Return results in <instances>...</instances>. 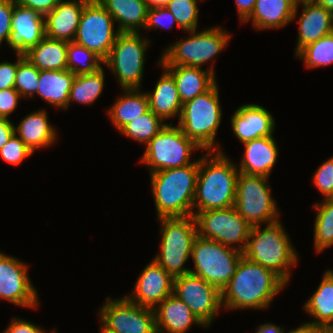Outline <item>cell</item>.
I'll return each instance as SVG.
<instances>
[{
  "label": "cell",
  "instance_id": "obj_43",
  "mask_svg": "<svg viewBox=\"0 0 333 333\" xmlns=\"http://www.w3.org/2000/svg\"><path fill=\"white\" fill-rule=\"evenodd\" d=\"M14 9V0H0V46L3 41L8 42L12 15Z\"/></svg>",
  "mask_w": 333,
  "mask_h": 333
},
{
  "label": "cell",
  "instance_id": "obj_31",
  "mask_svg": "<svg viewBox=\"0 0 333 333\" xmlns=\"http://www.w3.org/2000/svg\"><path fill=\"white\" fill-rule=\"evenodd\" d=\"M140 91L141 89H123V94L107 110L108 118L118 131L149 110L148 96L146 92Z\"/></svg>",
  "mask_w": 333,
  "mask_h": 333
},
{
  "label": "cell",
  "instance_id": "obj_25",
  "mask_svg": "<svg viewBox=\"0 0 333 333\" xmlns=\"http://www.w3.org/2000/svg\"><path fill=\"white\" fill-rule=\"evenodd\" d=\"M154 313L157 333H186L193 324L207 328L174 294L165 298Z\"/></svg>",
  "mask_w": 333,
  "mask_h": 333
},
{
  "label": "cell",
  "instance_id": "obj_44",
  "mask_svg": "<svg viewBox=\"0 0 333 333\" xmlns=\"http://www.w3.org/2000/svg\"><path fill=\"white\" fill-rule=\"evenodd\" d=\"M15 63L8 61L0 62V90L14 88L18 64L25 58L22 54H16Z\"/></svg>",
  "mask_w": 333,
  "mask_h": 333
},
{
  "label": "cell",
  "instance_id": "obj_10",
  "mask_svg": "<svg viewBox=\"0 0 333 333\" xmlns=\"http://www.w3.org/2000/svg\"><path fill=\"white\" fill-rule=\"evenodd\" d=\"M145 147L140 161L148 166L149 174L192 164V151H201V148L189 139L178 125L173 126L172 122L167 123Z\"/></svg>",
  "mask_w": 333,
  "mask_h": 333
},
{
  "label": "cell",
  "instance_id": "obj_27",
  "mask_svg": "<svg viewBox=\"0 0 333 333\" xmlns=\"http://www.w3.org/2000/svg\"><path fill=\"white\" fill-rule=\"evenodd\" d=\"M117 22L119 32L139 33L144 29L149 7L145 0H98ZM140 30V31H139Z\"/></svg>",
  "mask_w": 333,
  "mask_h": 333
},
{
  "label": "cell",
  "instance_id": "obj_8",
  "mask_svg": "<svg viewBox=\"0 0 333 333\" xmlns=\"http://www.w3.org/2000/svg\"><path fill=\"white\" fill-rule=\"evenodd\" d=\"M242 257L243 253L234 248L197 235L191 254L194 269H190V273L222 292L235 275Z\"/></svg>",
  "mask_w": 333,
  "mask_h": 333
},
{
  "label": "cell",
  "instance_id": "obj_41",
  "mask_svg": "<svg viewBox=\"0 0 333 333\" xmlns=\"http://www.w3.org/2000/svg\"><path fill=\"white\" fill-rule=\"evenodd\" d=\"M313 174V184L324 196L323 199L333 198V156L324 161Z\"/></svg>",
  "mask_w": 333,
  "mask_h": 333
},
{
  "label": "cell",
  "instance_id": "obj_48",
  "mask_svg": "<svg viewBox=\"0 0 333 333\" xmlns=\"http://www.w3.org/2000/svg\"><path fill=\"white\" fill-rule=\"evenodd\" d=\"M256 0H235L240 22L244 23L252 14Z\"/></svg>",
  "mask_w": 333,
  "mask_h": 333
},
{
  "label": "cell",
  "instance_id": "obj_39",
  "mask_svg": "<svg viewBox=\"0 0 333 333\" xmlns=\"http://www.w3.org/2000/svg\"><path fill=\"white\" fill-rule=\"evenodd\" d=\"M39 74L40 70L26 58L18 64L14 89L23 99L34 98L36 95L39 85Z\"/></svg>",
  "mask_w": 333,
  "mask_h": 333
},
{
  "label": "cell",
  "instance_id": "obj_38",
  "mask_svg": "<svg viewBox=\"0 0 333 333\" xmlns=\"http://www.w3.org/2000/svg\"><path fill=\"white\" fill-rule=\"evenodd\" d=\"M199 0H171L165 7L172 13L177 22V27L184 31L197 30ZM201 1V0H200Z\"/></svg>",
  "mask_w": 333,
  "mask_h": 333
},
{
  "label": "cell",
  "instance_id": "obj_23",
  "mask_svg": "<svg viewBox=\"0 0 333 333\" xmlns=\"http://www.w3.org/2000/svg\"><path fill=\"white\" fill-rule=\"evenodd\" d=\"M88 0H60L57 6L45 15V36L71 42L74 40L84 4Z\"/></svg>",
  "mask_w": 333,
  "mask_h": 333
},
{
  "label": "cell",
  "instance_id": "obj_1",
  "mask_svg": "<svg viewBox=\"0 0 333 333\" xmlns=\"http://www.w3.org/2000/svg\"><path fill=\"white\" fill-rule=\"evenodd\" d=\"M286 285L287 283L274 271L243 256L235 275L221 292L222 307L230 311L267 309Z\"/></svg>",
  "mask_w": 333,
  "mask_h": 333
},
{
  "label": "cell",
  "instance_id": "obj_42",
  "mask_svg": "<svg viewBox=\"0 0 333 333\" xmlns=\"http://www.w3.org/2000/svg\"><path fill=\"white\" fill-rule=\"evenodd\" d=\"M175 24L177 25L176 19L165 6L149 8L144 30H157L158 28L171 30Z\"/></svg>",
  "mask_w": 333,
  "mask_h": 333
},
{
  "label": "cell",
  "instance_id": "obj_18",
  "mask_svg": "<svg viewBox=\"0 0 333 333\" xmlns=\"http://www.w3.org/2000/svg\"><path fill=\"white\" fill-rule=\"evenodd\" d=\"M45 37V17L32 8L15 3L8 47L24 55Z\"/></svg>",
  "mask_w": 333,
  "mask_h": 333
},
{
  "label": "cell",
  "instance_id": "obj_16",
  "mask_svg": "<svg viewBox=\"0 0 333 333\" xmlns=\"http://www.w3.org/2000/svg\"><path fill=\"white\" fill-rule=\"evenodd\" d=\"M28 274V264L0 252V299L26 308H38L39 297Z\"/></svg>",
  "mask_w": 333,
  "mask_h": 333
},
{
  "label": "cell",
  "instance_id": "obj_29",
  "mask_svg": "<svg viewBox=\"0 0 333 333\" xmlns=\"http://www.w3.org/2000/svg\"><path fill=\"white\" fill-rule=\"evenodd\" d=\"M76 75L67 70H40L36 95L47 104L66 110Z\"/></svg>",
  "mask_w": 333,
  "mask_h": 333
},
{
  "label": "cell",
  "instance_id": "obj_36",
  "mask_svg": "<svg viewBox=\"0 0 333 333\" xmlns=\"http://www.w3.org/2000/svg\"><path fill=\"white\" fill-rule=\"evenodd\" d=\"M305 67L319 68L333 64V32L303 47L296 55Z\"/></svg>",
  "mask_w": 333,
  "mask_h": 333
},
{
  "label": "cell",
  "instance_id": "obj_4",
  "mask_svg": "<svg viewBox=\"0 0 333 333\" xmlns=\"http://www.w3.org/2000/svg\"><path fill=\"white\" fill-rule=\"evenodd\" d=\"M243 256L253 263L274 271L287 284L291 268L298 264V254L281 220L266 225L252 226Z\"/></svg>",
  "mask_w": 333,
  "mask_h": 333
},
{
  "label": "cell",
  "instance_id": "obj_24",
  "mask_svg": "<svg viewBox=\"0 0 333 333\" xmlns=\"http://www.w3.org/2000/svg\"><path fill=\"white\" fill-rule=\"evenodd\" d=\"M299 6L296 0H256L251 16L244 23L251 20L256 31L280 29L298 18Z\"/></svg>",
  "mask_w": 333,
  "mask_h": 333
},
{
  "label": "cell",
  "instance_id": "obj_50",
  "mask_svg": "<svg viewBox=\"0 0 333 333\" xmlns=\"http://www.w3.org/2000/svg\"><path fill=\"white\" fill-rule=\"evenodd\" d=\"M285 332L286 331H284V333ZM286 333H329V331L319 325L305 322L298 326L296 329H290Z\"/></svg>",
  "mask_w": 333,
  "mask_h": 333
},
{
  "label": "cell",
  "instance_id": "obj_12",
  "mask_svg": "<svg viewBox=\"0 0 333 333\" xmlns=\"http://www.w3.org/2000/svg\"><path fill=\"white\" fill-rule=\"evenodd\" d=\"M199 237L217 241L243 253L252 226L234 206L193 212Z\"/></svg>",
  "mask_w": 333,
  "mask_h": 333
},
{
  "label": "cell",
  "instance_id": "obj_28",
  "mask_svg": "<svg viewBox=\"0 0 333 333\" xmlns=\"http://www.w3.org/2000/svg\"><path fill=\"white\" fill-rule=\"evenodd\" d=\"M163 74L158 79L153 92L147 91L149 109L163 121L180 117L182 102L173 77L162 67Z\"/></svg>",
  "mask_w": 333,
  "mask_h": 333
},
{
  "label": "cell",
  "instance_id": "obj_19",
  "mask_svg": "<svg viewBox=\"0 0 333 333\" xmlns=\"http://www.w3.org/2000/svg\"><path fill=\"white\" fill-rule=\"evenodd\" d=\"M234 135L241 143L266 136H273L275 120L271 112L259 104H244L231 117Z\"/></svg>",
  "mask_w": 333,
  "mask_h": 333
},
{
  "label": "cell",
  "instance_id": "obj_33",
  "mask_svg": "<svg viewBox=\"0 0 333 333\" xmlns=\"http://www.w3.org/2000/svg\"><path fill=\"white\" fill-rule=\"evenodd\" d=\"M104 71L101 67L94 73L76 75L69 93L67 109L74 101L84 105H91L97 101L104 89Z\"/></svg>",
  "mask_w": 333,
  "mask_h": 333
},
{
  "label": "cell",
  "instance_id": "obj_11",
  "mask_svg": "<svg viewBox=\"0 0 333 333\" xmlns=\"http://www.w3.org/2000/svg\"><path fill=\"white\" fill-rule=\"evenodd\" d=\"M268 177L238 174L234 207L251 225L272 224L280 220Z\"/></svg>",
  "mask_w": 333,
  "mask_h": 333
},
{
  "label": "cell",
  "instance_id": "obj_17",
  "mask_svg": "<svg viewBox=\"0 0 333 333\" xmlns=\"http://www.w3.org/2000/svg\"><path fill=\"white\" fill-rule=\"evenodd\" d=\"M140 273L133 292L126 295L131 302L155 309L165 298L173 294L174 278L154 259Z\"/></svg>",
  "mask_w": 333,
  "mask_h": 333
},
{
  "label": "cell",
  "instance_id": "obj_40",
  "mask_svg": "<svg viewBox=\"0 0 333 333\" xmlns=\"http://www.w3.org/2000/svg\"><path fill=\"white\" fill-rule=\"evenodd\" d=\"M33 152L14 134L11 139L0 149V156L8 164L17 166Z\"/></svg>",
  "mask_w": 333,
  "mask_h": 333
},
{
  "label": "cell",
  "instance_id": "obj_22",
  "mask_svg": "<svg viewBox=\"0 0 333 333\" xmlns=\"http://www.w3.org/2000/svg\"><path fill=\"white\" fill-rule=\"evenodd\" d=\"M273 136L261 137L245 142L238 171L246 175L270 177L277 156L278 146Z\"/></svg>",
  "mask_w": 333,
  "mask_h": 333
},
{
  "label": "cell",
  "instance_id": "obj_13",
  "mask_svg": "<svg viewBox=\"0 0 333 333\" xmlns=\"http://www.w3.org/2000/svg\"><path fill=\"white\" fill-rule=\"evenodd\" d=\"M114 24L113 17L98 0H88L73 42L91 50L104 61L120 33L114 29Z\"/></svg>",
  "mask_w": 333,
  "mask_h": 333
},
{
  "label": "cell",
  "instance_id": "obj_5",
  "mask_svg": "<svg viewBox=\"0 0 333 333\" xmlns=\"http://www.w3.org/2000/svg\"><path fill=\"white\" fill-rule=\"evenodd\" d=\"M216 83L206 93L182 104L178 126L201 150L222 152L216 134L222 121L219 87Z\"/></svg>",
  "mask_w": 333,
  "mask_h": 333
},
{
  "label": "cell",
  "instance_id": "obj_9",
  "mask_svg": "<svg viewBox=\"0 0 333 333\" xmlns=\"http://www.w3.org/2000/svg\"><path fill=\"white\" fill-rule=\"evenodd\" d=\"M141 33L120 32L109 55L103 61L116 79L121 89H142L145 55L150 46V39L142 37Z\"/></svg>",
  "mask_w": 333,
  "mask_h": 333
},
{
  "label": "cell",
  "instance_id": "obj_15",
  "mask_svg": "<svg viewBox=\"0 0 333 333\" xmlns=\"http://www.w3.org/2000/svg\"><path fill=\"white\" fill-rule=\"evenodd\" d=\"M173 294L183 301L207 328L222 309L221 291L191 273L174 278Z\"/></svg>",
  "mask_w": 333,
  "mask_h": 333
},
{
  "label": "cell",
  "instance_id": "obj_32",
  "mask_svg": "<svg viewBox=\"0 0 333 333\" xmlns=\"http://www.w3.org/2000/svg\"><path fill=\"white\" fill-rule=\"evenodd\" d=\"M68 41L44 37L24 57L39 70H67Z\"/></svg>",
  "mask_w": 333,
  "mask_h": 333
},
{
  "label": "cell",
  "instance_id": "obj_14",
  "mask_svg": "<svg viewBox=\"0 0 333 333\" xmlns=\"http://www.w3.org/2000/svg\"><path fill=\"white\" fill-rule=\"evenodd\" d=\"M102 326L113 333H157L154 309L131 302L126 296L106 297L98 311Z\"/></svg>",
  "mask_w": 333,
  "mask_h": 333
},
{
  "label": "cell",
  "instance_id": "obj_26",
  "mask_svg": "<svg viewBox=\"0 0 333 333\" xmlns=\"http://www.w3.org/2000/svg\"><path fill=\"white\" fill-rule=\"evenodd\" d=\"M47 114L44 109L33 111L14 126L15 134L33 153L38 148L54 145L58 140L57 130L49 123Z\"/></svg>",
  "mask_w": 333,
  "mask_h": 333
},
{
  "label": "cell",
  "instance_id": "obj_2",
  "mask_svg": "<svg viewBox=\"0 0 333 333\" xmlns=\"http://www.w3.org/2000/svg\"><path fill=\"white\" fill-rule=\"evenodd\" d=\"M237 168V164L223 151H205L199 157L193 212L234 206L239 174Z\"/></svg>",
  "mask_w": 333,
  "mask_h": 333
},
{
  "label": "cell",
  "instance_id": "obj_35",
  "mask_svg": "<svg viewBox=\"0 0 333 333\" xmlns=\"http://www.w3.org/2000/svg\"><path fill=\"white\" fill-rule=\"evenodd\" d=\"M161 118L157 117L150 109L126 124L120 133L145 146L153 139L166 125Z\"/></svg>",
  "mask_w": 333,
  "mask_h": 333
},
{
  "label": "cell",
  "instance_id": "obj_20",
  "mask_svg": "<svg viewBox=\"0 0 333 333\" xmlns=\"http://www.w3.org/2000/svg\"><path fill=\"white\" fill-rule=\"evenodd\" d=\"M303 7L298 18V38L295 55L306 45L333 32V14L314 0L299 1Z\"/></svg>",
  "mask_w": 333,
  "mask_h": 333
},
{
  "label": "cell",
  "instance_id": "obj_37",
  "mask_svg": "<svg viewBox=\"0 0 333 333\" xmlns=\"http://www.w3.org/2000/svg\"><path fill=\"white\" fill-rule=\"evenodd\" d=\"M102 66L103 60L94 52L73 41L68 42L67 69L73 74L82 75L94 73Z\"/></svg>",
  "mask_w": 333,
  "mask_h": 333
},
{
  "label": "cell",
  "instance_id": "obj_51",
  "mask_svg": "<svg viewBox=\"0 0 333 333\" xmlns=\"http://www.w3.org/2000/svg\"><path fill=\"white\" fill-rule=\"evenodd\" d=\"M256 330V333H284L285 331L284 328L271 322L260 324Z\"/></svg>",
  "mask_w": 333,
  "mask_h": 333
},
{
  "label": "cell",
  "instance_id": "obj_55",
  "mask_svg": "<svg viewBox=\"0 0 333 333\" xmlns=\"http://www.w3.org/2000/svg\"><path fill=\"white\" fill-rule=\"evenodd\" d=\"M51 333H57V330L53 329V331H51Z\"/></svg>",
  "mask_w": 333,
  "mask_h": 333
},
{
  "label": "cell",
  "instance_id": "obj_7",
  "mask_svg": "<svg viewBox=\"0 0 333 333\" xmlns=\"http://www.w3.org/2000/svg\"><path fill=\"white\" fill-rule=\"evenodd\" d=\"M188 38L180 39L164 49L157 64L201 67L222 52L232 34L221 26L191 30Z\"/></svg>",
  "mask_w": 333,
  "mask_h": 333
},
{
  "label": "cell",
  "instance_id": "obj_34",
  "mask_svg": "<svg viewBox=\"0 0 333 333\" xmlns=\"http://www.w3.org/2000/svg\"><path fill=\"white\" fill-rule=\"evenodd\" d=\"M312 207L316 210L314 226V250L320 254L333 246V198L324 199Z\"/></svg>",
  "mask_w": 333,
  "mask_h": 333
},
{
  "label": "cell",
  "instance_id": "obj_52",
  "mask_svg": "<svg viewBox=\"0 0 333 333\" xmlns=\"http://www.w3.org/2000/svg\"><path fill=\"white\" fill-rule=\"evenodd\" d=\"M171 0H145L149 8H158L166 6Z\"/></svg>",
  "mask_w": 333,
  "mask_h": 333
},
{
  "label": "cell",
  "instance_id": "obj_6",
  "mask_svg": "<svg viewBox=\"0 0 333 333\" xmlns=\"http://www.w3.org/2000/svg\"><path fill=\"white\" fill-rule=\"evenodd\" d=\"M161 242L154 260L173 278L190 273L184 267L191 257L192 246L197 237L194 216L159 218Z\"/></svg>",
  "mask_w": 333,
  "mask_h": 333
},
{
  "label": "cell",
  "instance_id": "obj_49",
  "mask_svg": "<svg viewBox=\"0 0 333 333\" xmlns=\"http://www.w3.org/2000/svg\"><path fill=\"white\" fill-rule=\"evenodd\" d=\"M14 126L10 119L0 118V149L15 134Z\"/></svg>",
  "mask_w": 333,
  "mask_h": 333
},
{
  "label": "cell",
  "instance_id": "obj_47",
  "mask_svg": "<svg viewBox=\"0 0 333 333\" xmlns=\"http://www.w3.org/2000/svg\"><path fill=\"white\" fill-rule=\"evenodd\" d=\"M59 1L60 0H15V3L27 8H32L39 14L45 16L57 6Z\"/></svg>",
  "mask_w": 333,
  "mask_h": 333
},
{
  "label": "cell",
  "instance_id": "obj_3",
  "mask_svg": "<svg viewBox=\"0 0 333 333\" xmlns=\"http://www.w3.org/2000/svg\"><path fill=\"white\" fill-rule=\"evenodd\" d=\"M199 159L180 168L150 173L151 192L159 218L193 216Z\"/></svg>",
  "mask_w": 333,
  "mask_h": 333
},
{
  "label": "cell",
  "instance_id": "obj_46",
  "mask_svg": "<svg viewBox=\"0 0 333 333\" xmlns=\"http://www.w3.org/2000/svg\"><path fill=\"white\" fill-rule=\"evenodd\" d=\"M39 325L26 321L22 318L14 317L8 327L2 333H45ZM50 333V332H49Z\"/></svg>",
  "mask_w": 333,
  "mask_h": 333
},
{
  "label": "cell",
  "instance_id": "obj_30",
  "mask_svg": "<svg viewBox=\"0 0 333 333\" xmlns=\"http://www.w3.org/2000/svg\"><path fill=\"white\" fill-rule=\"evenodd\" d=\"M303 309L314 318L308 323L333 332V271L331 269L323 273L321 283L304 304Z\"/></svg>",
  "mask_w": 333,
  "mask_h": 333
},
{
  "label": "cell",
  "instance_id": "obj_45",
  "mask_svg": "<svg viewBox=\"0 0 333 333\" xmlns=\"http://www.w3.org/2000/svg\"><path fill=\"white\" fill-rule=\"evenodd\" d=\"M21 95L14 89L0 90V118L9 119L21 99Z\"/></svg>",
  "mask_w": 333,
  "mask_h": 333
},
{
  "label": "cell",
  "instance_id": "obj_54",
  "mask_svg": "<svg viewBox=\"0 0 333 333\" xmlns=\"http://www.w3.org/2000/svg\"><path fill=\"white\" fill-rule=\"evenodd\" d=\"M100 333H113V332H110L109 330L105 329L102 325H100Z\"/></svg>",
  "mask_w": 333,
  "mask_h": 333
},
{
  "label": "cell",
  "instance_id": "obj_53",
  "mask_svg": "<svg viewBox=\"0 0 333 333\" xmlns=\"http://www.w3.org/2000/svg\"><path fill=\"white\" fill-rule=\"evenodd\" d=\"M317 4L323 6L333 14V0H314Z\"/></svg>",
  "mask_w": 333,
  "mask_h": 333
},
{
  "label": "cell",
  "instance_id": "obj_21",
  "mask_svg": "<svg viewBox=\"0 0 333 333\" xmlns=\"http://www.w3.org/2000/svg\"><path fill=\"white\" fill-rule=\"evenodd\" d=\"M174 79L182 103L210 90L216 83L214 65L207 69L193 66L158 65Z\"/></svg>",
  "mask_w": 333,
  "mask_h": 333
}]
</instances>
